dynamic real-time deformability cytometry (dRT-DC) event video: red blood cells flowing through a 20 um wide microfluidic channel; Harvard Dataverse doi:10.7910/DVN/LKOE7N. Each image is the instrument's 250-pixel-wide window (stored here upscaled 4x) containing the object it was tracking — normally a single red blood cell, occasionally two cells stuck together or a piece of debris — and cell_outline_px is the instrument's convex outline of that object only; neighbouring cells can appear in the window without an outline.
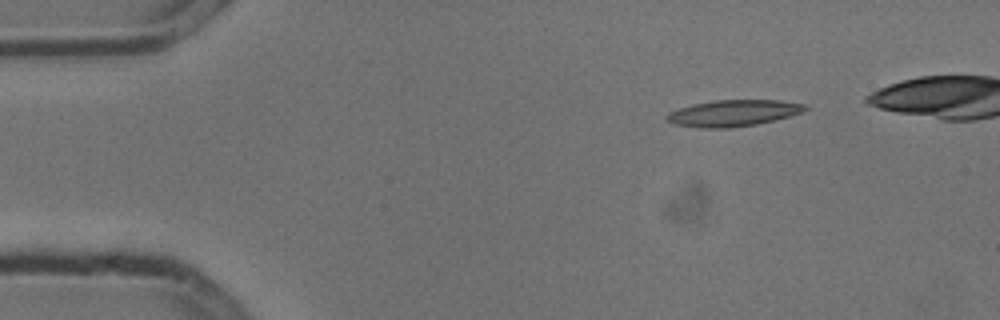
{"species": "common noctule bat (a hibernating species)", "species_latin": "Nyctalus noctula", "temperature_condition": "cold", "stored_images_in_passage": 3, "camera_frame_rate_fps": 3000, "um_per_image_px": 0.085, "animal": {"sex": "male", "body_mass_g": 13.3}, "frame": {"image": 1, "passage_image": 1, "time_ms": 0.0, "image_size_px": [1000, 320], "cell_outline_px": [[808, 108], [804, 112], [776, 120], [756, 124], [728, 128], [700, 128], [672, 124], [664, 116], [668, 112], [692, 104], [716, 100], [780, 100], [804, 104]], "centroid_in_image_um": [62.32, 9.62], "position_along_channel_um": 22.7, "area_um2": 21.39}}